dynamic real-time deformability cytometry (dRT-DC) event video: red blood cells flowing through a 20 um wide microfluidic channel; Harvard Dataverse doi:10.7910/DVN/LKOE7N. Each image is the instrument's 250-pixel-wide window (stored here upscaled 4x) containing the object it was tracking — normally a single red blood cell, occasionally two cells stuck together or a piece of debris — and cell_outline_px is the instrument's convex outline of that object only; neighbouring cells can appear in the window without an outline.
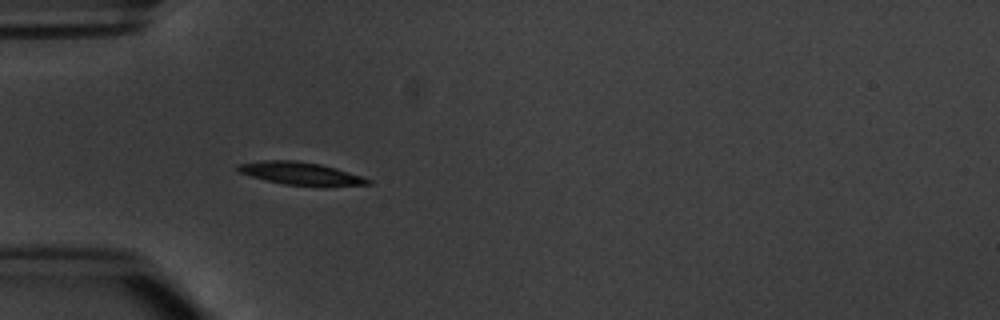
{"species": "common noctule bat (a hibernating species)", "species_latin": "Nyctalus noctula", "temperature_condition": "warm", "stored_images_in_passage": 4, "camera_frame_rate_fps": 3000, "um_per_image_px": 0.085, "animal": {"sex": "male", "body_mass_g": 20.1, "forearm_length_mm": 53.5}, "frame": {"image": 1, "passage_image": 4, "time_ms": 3.667, "image_size_px": [1000, 320], "cell_outline_px": [[372, 184], [324, 188], [284, 184], [252, 176], [240, 172], [236, 168], [236, 164], [264, 160], [292, 160], [320, 164], [336, 168], [364, 176], [372, 180]], "centroid_in_image_um": [25.68, 14.77], "position_along_channel_um": 59.3, "area_um2": 17.69}}